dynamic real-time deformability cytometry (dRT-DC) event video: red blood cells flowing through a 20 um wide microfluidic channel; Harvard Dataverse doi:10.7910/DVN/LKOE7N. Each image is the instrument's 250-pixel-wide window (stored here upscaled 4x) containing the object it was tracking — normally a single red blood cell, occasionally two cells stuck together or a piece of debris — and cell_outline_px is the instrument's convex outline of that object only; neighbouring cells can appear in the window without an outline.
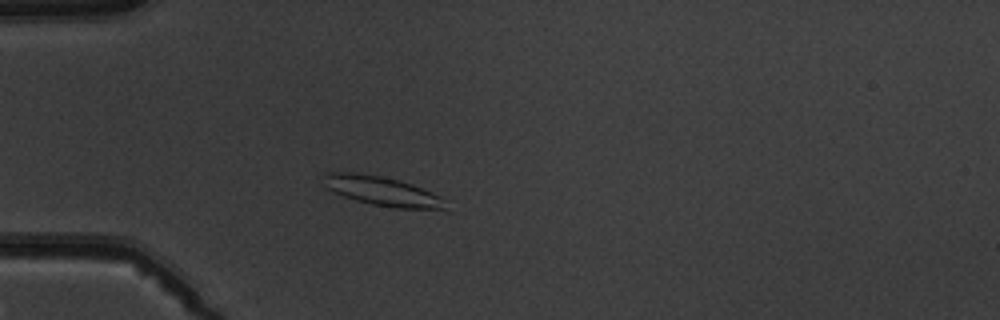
{"species": "common noctule bat (a hibernating species)", "species_latin": "Nyctalus noctula", "temperature_condition": "warm", "stored_images_in_passage": 4, "camera_frame_rate_fps": 3000, "um_per_image_px": 0.085, "animal": {"sex": "male", "body_mass_g": 19.5, "forearm_length_mm": 54.6}, "frame": {"image": 1, "passage_image": 4, "time_ms": 3.333, "image_size_px": [1000, 320], "cell_outline_px": [[444, 208], [396, 208], [372, 204], [356, 200], [344, 196], [328, 188], [324, 176], [324, 172], [356, 172], [380, 176], [412, 184], [440, 196]], "centroid_in_image_um": [32.42, 16.22], "position_along_channel_um": 52.6, "area_um2": 20.0}}